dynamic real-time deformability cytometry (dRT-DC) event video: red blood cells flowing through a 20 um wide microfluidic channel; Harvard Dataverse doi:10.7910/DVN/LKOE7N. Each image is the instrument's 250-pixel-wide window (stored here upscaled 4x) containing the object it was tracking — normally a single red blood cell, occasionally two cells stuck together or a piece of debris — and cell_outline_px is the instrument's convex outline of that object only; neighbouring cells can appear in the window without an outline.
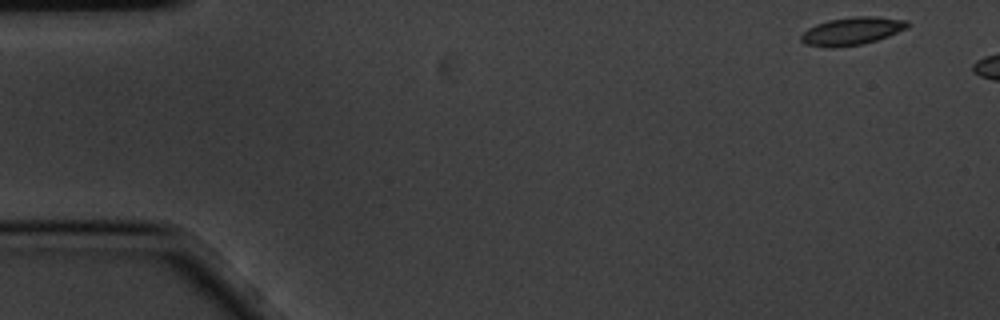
{"species": "common noctule bat (a hibernating species)", "species_latin": "Nyctalus noctula", "temperature_condition": "cold", "stored_images_in_passage": 3, "camera_frame_rate_fps": 3000, "um_per_image_px": 0.085, "animal": {"sex": "male", "body_mass_g": 20.1, "forearm_length_mm": 53.5}, "frame": {"image": 1, "passage_image": 1, "time_ms": 0.0, "image_size_px": [1000, 320], "cell_outline_px": [[908, 28], [888, 36], [864, 44], [832, 48], [828, 48], [804, 44], [800, 40], [800, 36], [808, 28], [816, 24], [828, 20], [852, 16], [872, 16], [908, 20]], "centroid_in_image_um": [72.39, 2.64], "position_along_channel_um": 12.6, "area_um2": 17.4}}